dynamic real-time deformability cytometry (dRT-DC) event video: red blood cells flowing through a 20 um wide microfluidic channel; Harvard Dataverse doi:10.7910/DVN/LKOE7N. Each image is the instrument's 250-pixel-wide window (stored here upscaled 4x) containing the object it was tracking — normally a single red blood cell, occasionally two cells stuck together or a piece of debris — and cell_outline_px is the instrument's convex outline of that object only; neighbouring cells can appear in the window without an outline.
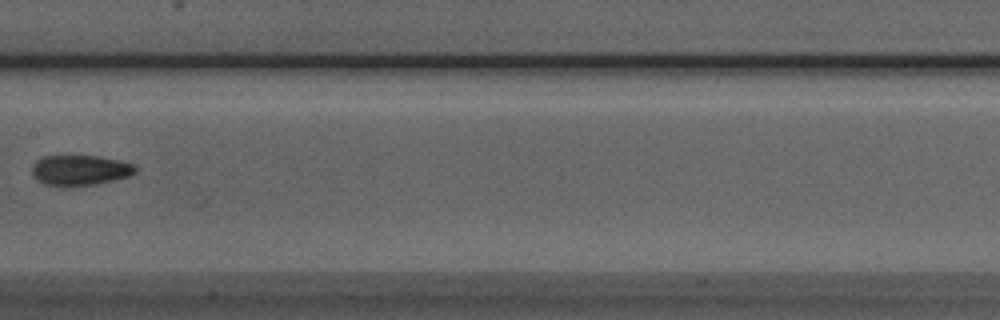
{"species": "Egyptian fruit bat (a non-hibernating species)", "species_latin": "Rousettus aegyptiacus", "temperature_condition": "room temperature", "stored_images_in_passage": 4, "camera_frame_rate_fps": 3000, "um_per_image_px": 0.085, "animal": {"sex": "male"}, "frame": {"image": 1, "passage_image": 4, "time_ms": 1.0, "image_size_px": [1000, 320], "cell_outline_px": [[136, 172], [128, 176], [116, 180], [96, 184], [68, 188], [44, 184], [36, 180], [32, 176], [32, 164], [36, 160], [44, 156], [100, 156], [136, 164]], "centroid_in_image_um": [6.78, 14.49], "position_along_channel_um": 200.6, "area_um2": 18.79}}